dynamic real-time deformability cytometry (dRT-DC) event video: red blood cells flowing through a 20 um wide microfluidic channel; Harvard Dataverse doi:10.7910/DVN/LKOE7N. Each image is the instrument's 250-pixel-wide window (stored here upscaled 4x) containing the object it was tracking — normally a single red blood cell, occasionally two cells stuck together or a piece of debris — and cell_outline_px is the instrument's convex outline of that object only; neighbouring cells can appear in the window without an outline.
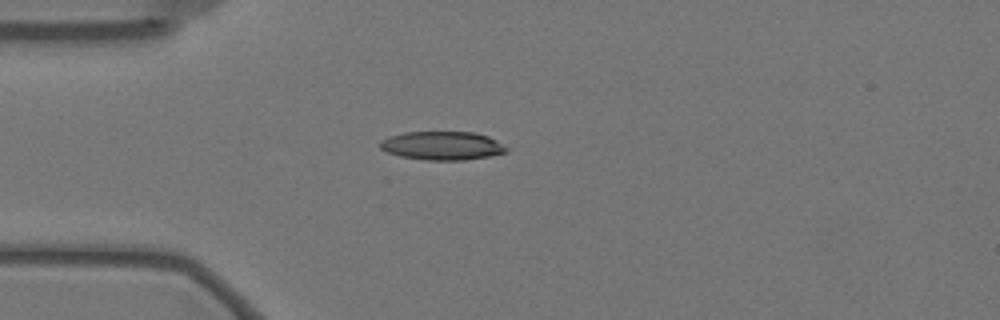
{"species": "Egyptian fruit bat (a non-hibernating species)", "species_latin": "Rousettus aegyptiacus", "temperature_condition": "warm", "stored_images_in_passage": 36, "camera_frame_rate_fps": 3000, "um_per_image_px": 0.085, "animal": {"sex": "female"}, "frame": {"image": 1, "passage_image": 1, "time_ms": 0.0, "image_size_px": [1000, 320], "cell_outline_px": [[508, 152], [488, 156], [464, 160], [424, 160], [400, 156], [388, 152], [380, 148], [380, 140], [388, 136], [404, 132], [476, 132], [488, 136], [496, 140], [508, 148]], "centroid_in_image_um": [37.58, 12.38], "position_along_channel_um": 47.4, "area_um2": 21.1}}
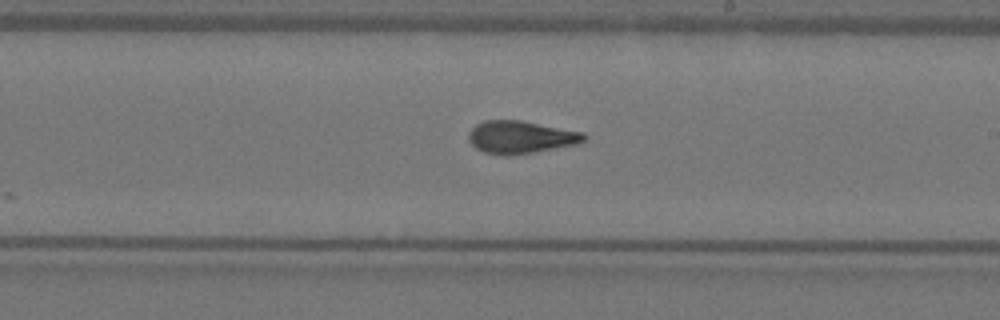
{"frame": {"image": 2, "passage_image": 19, "time_ms": 6.0, "image_size_px": [1000, 320], "cell_outline_px": [[588, 136], [584, 140], [576, 144], [532, 152], [508, 156], [504, 156], [484, 152], [476, 148], [468, 140], [468, 136], [472, 128], [476, 124], [484, 120], [520, 120], [584, 132]], "centroid_in_image_um": [44.24, 11.65], "position_along_channel_um": 244.8, "area_um2": 21.85}}
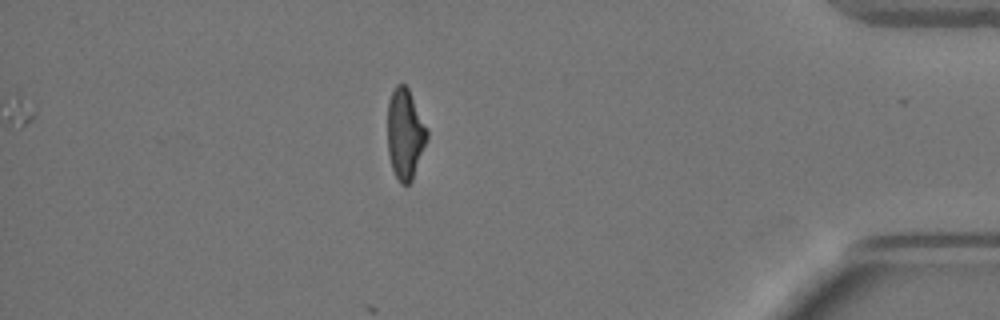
{"frame": {"image": 3, "passage_image": 36, "time_ms": 11.667, "image_size_px": [1000, 320], "cell_outline_px": [[428, 140], [412, 180], [408, 184], [400, 184], [392, 168], [388, 156], [388, 100], [396, 84], [404, 84], [408, 88], [428, 128]], "centroid_in_image_um": [34.44, 11.39], "position_along_channel_um": 400.8, "area_um2": 20.98}, "authors_computed_cell_mechanics": {"area_um2": 21.4727, "velocity_mm_per_s": 3.4986, "shape_relaxation_time_tau1_ms": 9.4081, "shape_relaxation_time_tau2_ms": 1.6538, "deformation_change_tau1": 0.2531, "deformation_change_tau2": 0.0951}}